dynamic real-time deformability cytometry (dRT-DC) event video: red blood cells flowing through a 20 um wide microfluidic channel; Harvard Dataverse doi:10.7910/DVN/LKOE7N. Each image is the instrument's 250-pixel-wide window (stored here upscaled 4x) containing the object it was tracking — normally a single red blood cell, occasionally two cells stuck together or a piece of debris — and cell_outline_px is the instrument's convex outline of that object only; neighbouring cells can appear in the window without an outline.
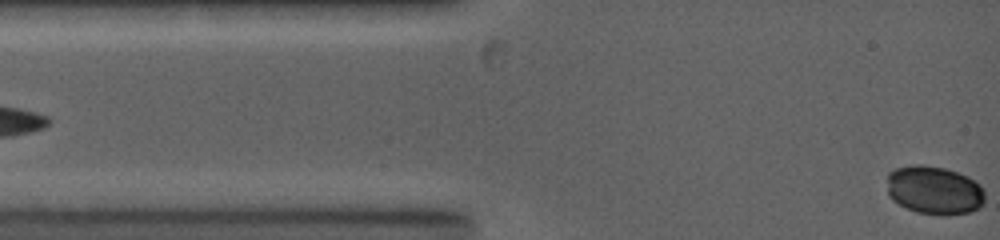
{"species": "common noctule bat (a hibernating species)", "species_latin": "Nyctalus noctula", "temperature_condition": "warm", "stored_images_in_passage": 4, "segment_of_instrument_passage": [2, 2], "camera_frame_rate_fps": 5000, "um_per_image_px": 0.085, "animal": {"sex": "female", "body_mass_g": 19.0, "forearm_length_mm": 53.3}, "frame": {"image": 1, "passage_image": 4, "time_ms": 2.6, "image_size_px": [1000, 240], "cell_outline_px": [[984, 204], [980, 208], [972, 212], [916, 212], [892, 200], [888, 196], [888, 172], [896, 168], [912, 164], [920, 164], [944, 168], [968, 176], [980, 184], [984, 192]], "centroid_in_image_um": [79.41, 16.12], "position_along_channel_um": 5.6, "area_um2": 27.17}}